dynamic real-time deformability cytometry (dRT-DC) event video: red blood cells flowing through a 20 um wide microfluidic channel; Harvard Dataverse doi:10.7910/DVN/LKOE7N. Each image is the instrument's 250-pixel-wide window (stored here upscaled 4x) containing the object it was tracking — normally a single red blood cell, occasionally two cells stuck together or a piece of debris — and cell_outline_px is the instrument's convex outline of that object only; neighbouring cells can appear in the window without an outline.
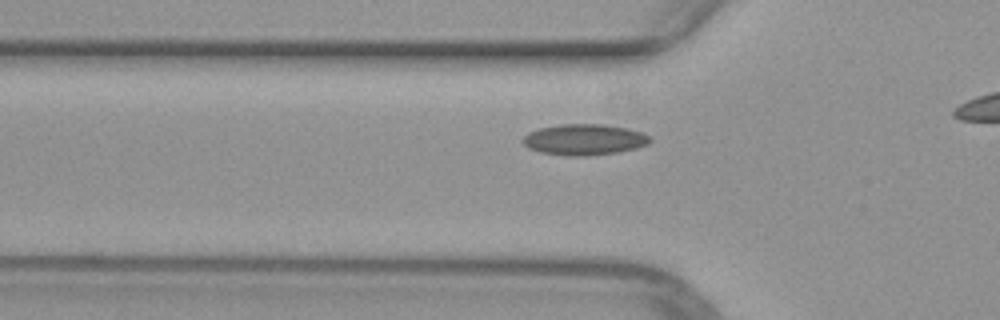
{"species": "common noctule bat (a hibernating species)", "species_latin": "Nyctalus noctula", "temperature_condition": "warm", "stored_images_in_passage": 37, "camera_frame_rate_fps": 3000, "um_per_image_px": 0.085, "animal": {"sex": "female", "body_mass_g": 29.2, "forearm_length_mm": 56.3}, "frame": {"image": 1, "passage_image": 13, "time_ms": 4.0, "image_size_px": [1000, 320], "cell_outline_px": [[652, 140], [648, 144], [636, 148], [620, 152], [584, 156], [568, 156], [540, 152], [528, 148], [520, 140], [528, 132], [540, 128], [560, 124], [604, 124], [628, 128], [644, 132], [652, 136]], "centroid_in_image_um": [49.7, 11.86], "position_along_channel_um": 76.1, "area_um2": 23.29}}
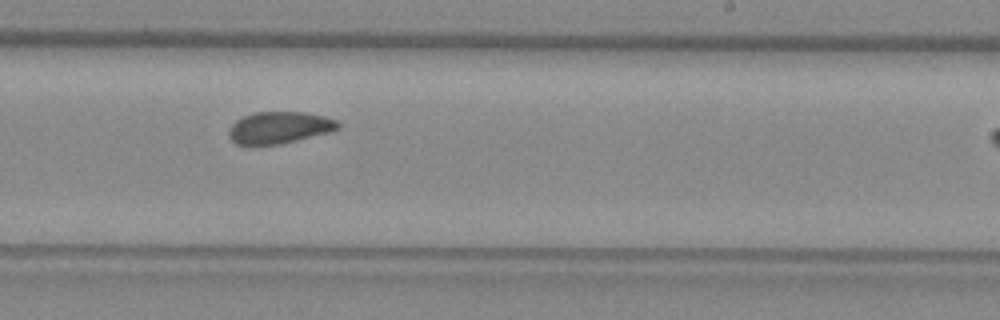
{"frame": {"image": 2, "passage_image": 27, "time_ms": 8.667, "image_size_px": [1000, 320], "cell_outline_px": [[340, 128], [328, 132], [280, 144], [236, 144], [228, 136], [228, 128], [236, 120], [252, 112], [308, 112], [324, 116], [336, 120], [340, 124]], "centroid_in_image_um": [23.72, 10.83], "position_along_channel_um": 265.3, "area_um2": 20.17}}
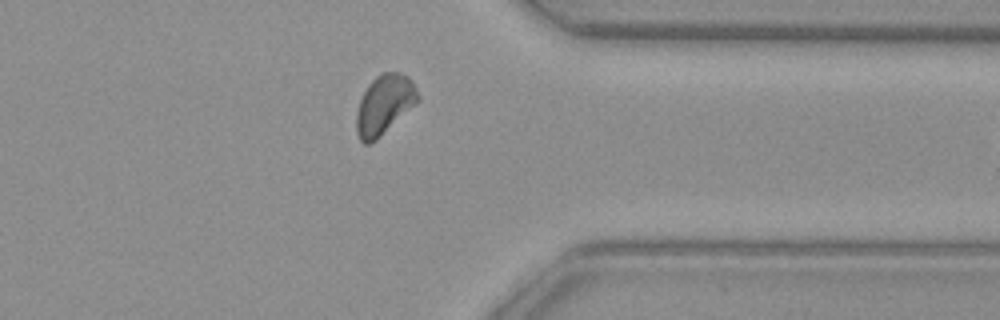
{"frame": {"image": 3, "passage_image": 36, "time_ms": 11.667, "image_size_px": [1000, 320], "cell_outline_px": [[420, 100], [416, 104], [376, 140], [368, 144], [364, 144], [360, 140], [356, 132], [356, 112], [360, 100], [368, 84], [380, 72], [400, 72], [408, 76], [416, 88], [420, 96]], "centroid_in_image_um": [32.67, 8.89], "position_along_channel_um": 378.7, "area_um2": 21.39}}